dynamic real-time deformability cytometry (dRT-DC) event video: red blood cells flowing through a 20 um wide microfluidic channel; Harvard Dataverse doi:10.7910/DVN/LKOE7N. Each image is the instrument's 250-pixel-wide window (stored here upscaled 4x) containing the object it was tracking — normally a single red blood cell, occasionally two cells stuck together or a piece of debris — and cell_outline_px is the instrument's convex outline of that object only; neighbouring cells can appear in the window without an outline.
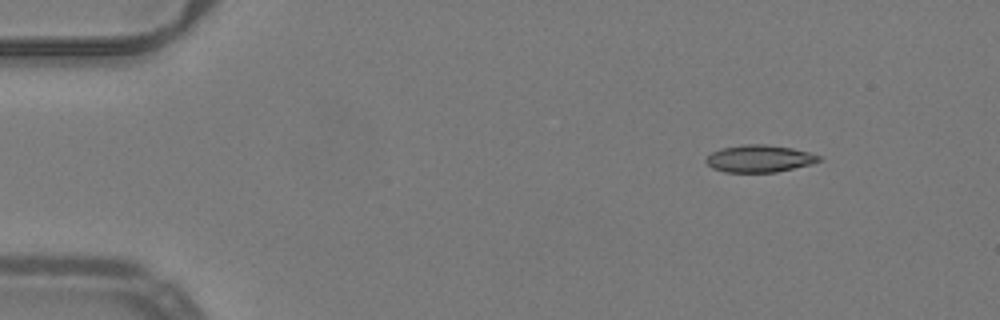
{"species": "common noctule bat (a hibernating species)", "species_latin": "Nyctalus noctula", "temperature_condition": "warm", "stored_images_in_passage": 42, "camera_frame_rate_fps": 3000, "um_per_image_px": 0.085, "animal": {"sex": "male", "body_mass_g": 19.2, "forearm_length_mm": 51.8}, "frame": {"image": 1, "passage_image": 1, "time_ms": 0.0, "image_size_px": [1000, 320], "cell_outline_px": [[820, 160], [812, 164], [776, 172], [724, 172], [712, 168], [704, 160], [712, 152], [720, 148], [744, 144], [764, 144], [792, 148], [808, 152], [820, 156]], "centroid_in_image_um": [64.52, 13.48], "position_along_channel_um": 20.5, "area_um2": 17.86}}
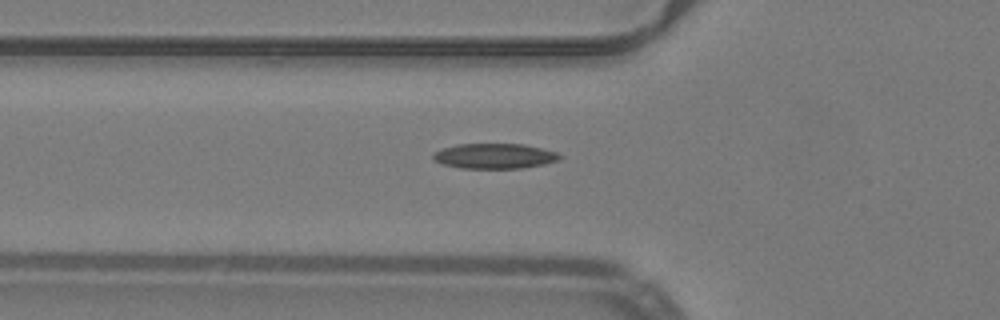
{"frame": {"image": 2, "passage_image": 13, "time_ms": 4.0, "image_size_px": [1000, 320], "cell_outline_px": [[564, 156], [560, 160], [544, 164], [520, 168], [460, 168], [440, 164], [432, 160], [432, 152], [456, 144], [524, 144], [556, 152]], "centroid_in_image_um": [42.0, 13.26], "position_along_channel_um": 83.8, "area_um2": 18.73}}
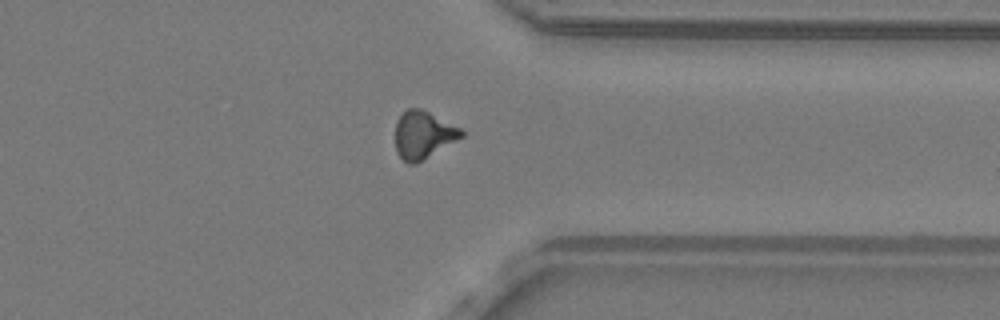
{"frame": {"image": 3, "passage_image": 35, "time_ms": 11.333, "image_size_px": [1000, 320], "cell_outline_px": [[464, 136], [416, 164], [408, 164], [396, 152], [396, 120], [408, 108], [420, 108], [460, 128], [464, 132]], "centroid_in_image_um": [35.96, 11.47], "position_along_channel_um": 375.4, "area_um2": 18.09}, "authors_computed_cell_mechanics": {"area_um2": 17.918, "velocity_mm_per_s": 4.0169, "shape_relaxation_time_tau1_ms": null, "shape_relaxation_time_tau2_ms": 4.851, "deformation_change_tau1": null, "deformation_change_tau2": 0.1475}}